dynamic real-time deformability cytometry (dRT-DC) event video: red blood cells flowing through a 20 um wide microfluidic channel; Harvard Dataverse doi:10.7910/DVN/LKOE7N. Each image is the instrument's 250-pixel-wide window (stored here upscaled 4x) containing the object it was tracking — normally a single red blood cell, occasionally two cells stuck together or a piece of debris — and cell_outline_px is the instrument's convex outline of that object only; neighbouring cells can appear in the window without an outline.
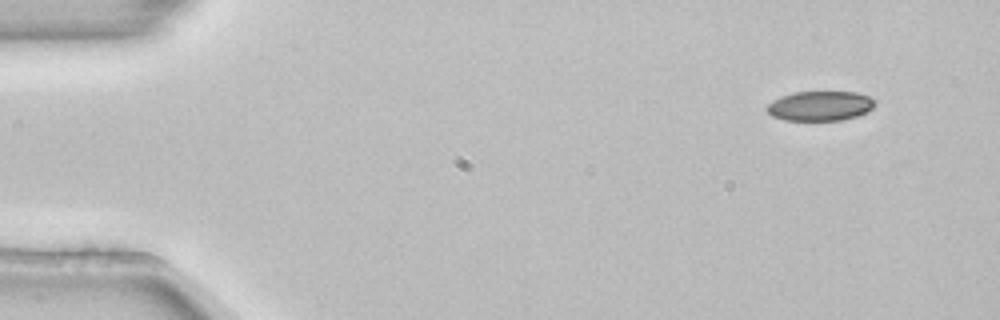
{"species": "common noctule bat (a hibernating species)", "species_latin": "Nyctalus noctula", "temperature_condition": "room temperature", "stored_images_in_passage": 4, "camera_frame_rate_fps": 3000, "um_per_image_px": 0.085, "animal": {"sex": "female", "body_mass_g": 22.7, "forearm_length_mm": 54.2}, "frame": {"image": 1, "passage_image": 1, "time_ms": 0.0, "image_size_px": [1000, 320], "cell_outline_px": [[876, 104], [868, 112], [856, 116], [840, 120], [784, 120], [772, 116], [764, 108], [772, 100], [780, 96], [796, 92], [856, 92], [868, 96], [876, 100]], "centroid_in_image_um": [69.7, 9.0], "position_along_channel_um": 15.3, "area_um2": 18.79}}
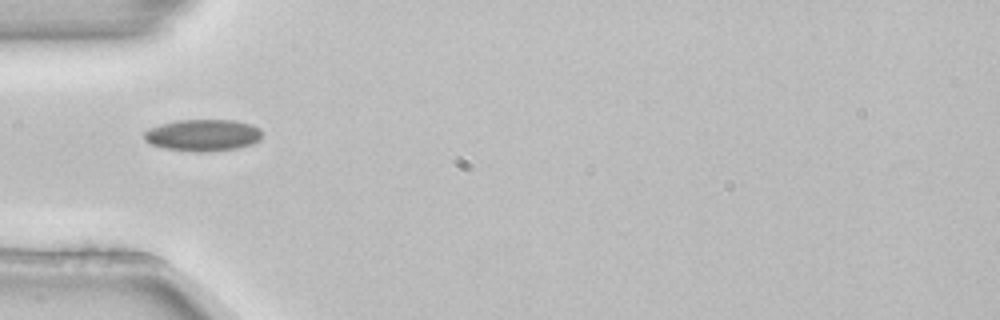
{"frame": {"image": 2, "passage_image": 4, "time_ms": 1.0, "image_size_px": [1000, 320], "cell_outline_px": [[260, 140], [252, 144], [236, 148], [208, 152], [200, 152], [164, 148], [152, 144], [144, 140], [144, 132], [148, 128], [160, 124], [180, 120], [236, 120], [252, 124], [260, 128]], "centroid_in_image_um": [17.25, 11.48], "position_along_channel_um": 67.8, "area_um2": 21.85}}